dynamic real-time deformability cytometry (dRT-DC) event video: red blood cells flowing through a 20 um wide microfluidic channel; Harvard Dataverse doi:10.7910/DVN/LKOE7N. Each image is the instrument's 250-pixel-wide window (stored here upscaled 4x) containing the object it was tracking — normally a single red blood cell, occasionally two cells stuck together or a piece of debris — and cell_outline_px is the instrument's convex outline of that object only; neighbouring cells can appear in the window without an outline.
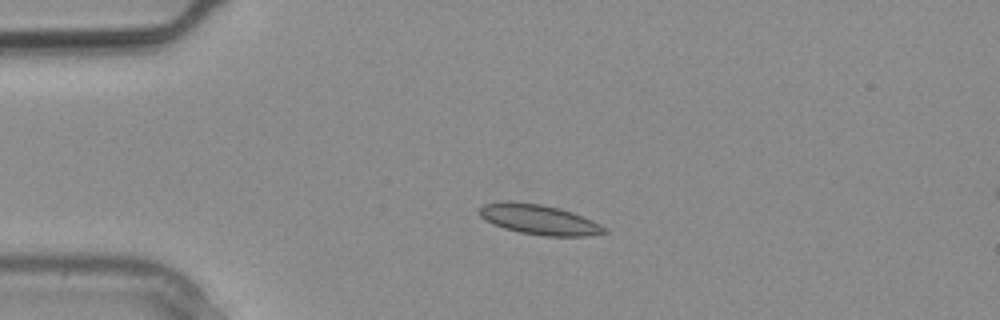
{"species": "common noctule bat (a hibernating species)", "species_latin": "Nyctalus noctula", "temperature_condition": "warm", "stored_images_in_passage": 3, "segment_of_instrument_passage": [1, 2], "camera_frame_rate_fps": 3000, "um_per_image_px": 0.085, "animal": {"sex": "male", "body_mass_g": 20.4}, "frame": {"image": 1, "passage_image": 2, "time_ms": 0.333, "image_size_px": [1000, 320], "cell_outline_px": [[608, 232], [588, 236], [544, 236], [520, 232], [504, 228], [480, 216], [480, 208], [484, 204], [504, 200], [512, 200], [540, 204], [560, 208], [572, 212], [592, 220], [600, 224]], "centroid_in_image_um": [45.83, 18.65], "position_along_channel_um": 39.2, "area_um2": 21.73}}